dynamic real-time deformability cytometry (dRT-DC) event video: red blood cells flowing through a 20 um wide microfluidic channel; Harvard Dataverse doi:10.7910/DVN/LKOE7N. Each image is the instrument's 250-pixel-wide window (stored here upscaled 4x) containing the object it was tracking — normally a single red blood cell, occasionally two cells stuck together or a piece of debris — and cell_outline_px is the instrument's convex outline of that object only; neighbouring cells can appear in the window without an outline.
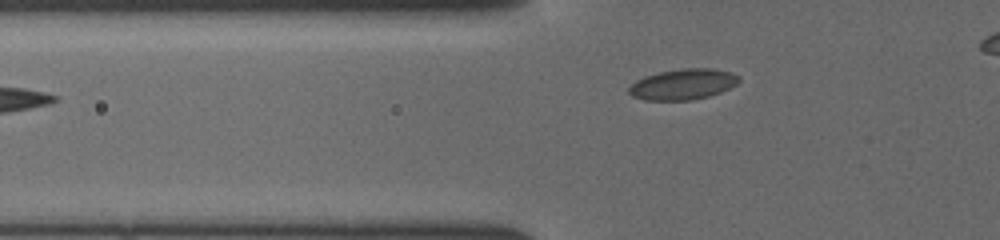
{"species": "common noctule bat (a hibernating species)", "species_latin": "Nyctalus noctula", "temperature_condition": "cold", "stored_images_in_passage": 30, "camera_frame_rate_fps": 3000, "um_per_image_px": 0.085, "animal": {"sex": "female", "body_mass_g": 19.5, "forearm_length_mm": 54.1}, "frame": {"image": 1, "passage_image": 2, "time_ms": 0.333, "image_size_px": [1000, 240], "cell_outline_px": [[740, 80], [736, 84], [720, 92], [708, 96], [692, 100], [644, 100], [632, 96], [628, 92], [628, 88], [636, 80], [644, 76], [660, 72], [684, 68], [712, 68], [732, 72], [740, 76]], "centroid_in_image_um": [58.05, 7.16], "position_along_channel_um": 67.7, "area_um2": 19.71}}
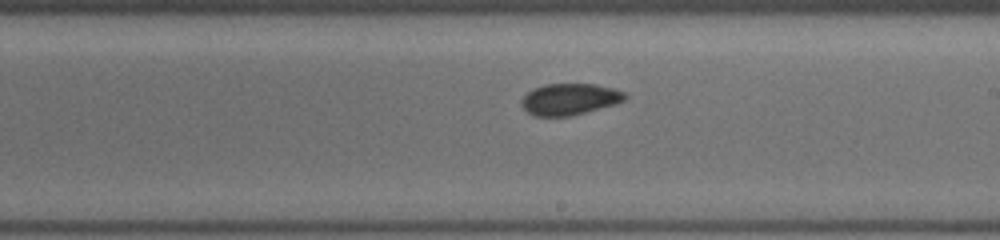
{"frame": {"image": 2, "passage_image": 15, "time_ms": 4.667, "image_size_px": [1000, 240], "cell_outline_px": [[628, 96], [624, 100], [616, 104], [568, 116], [536, 116], [528, 112], [520, 104], [520, 100], [532, 88], [544, 84], [596, 84], [612, 88], [624, 92]], "centroid_in_image_um": [48.4, 8.42], "position_along_channel_um": 240.6, "area_um2": 18.9}}
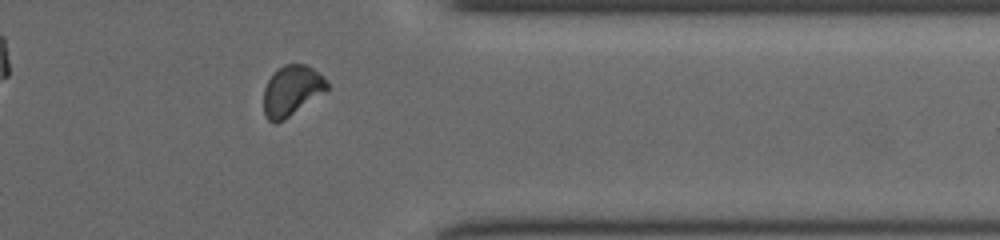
{"frame": {"image": 3, "passage_image": 26, "time_ms": 8.333, "image_size_px": [1000, 240], "cell_outline_px": [[328, 88], [324, 92], [284, 120], [276, 124], [268, 120], [264, 112], [264, 88], [268, 80], [284, 64], [308, 64], [324, 76], [328, 84]], "centroid_in_image_um": [24.8, 7.7], "position_along_channel_um": 386.6, "area_um2": 18.44}}